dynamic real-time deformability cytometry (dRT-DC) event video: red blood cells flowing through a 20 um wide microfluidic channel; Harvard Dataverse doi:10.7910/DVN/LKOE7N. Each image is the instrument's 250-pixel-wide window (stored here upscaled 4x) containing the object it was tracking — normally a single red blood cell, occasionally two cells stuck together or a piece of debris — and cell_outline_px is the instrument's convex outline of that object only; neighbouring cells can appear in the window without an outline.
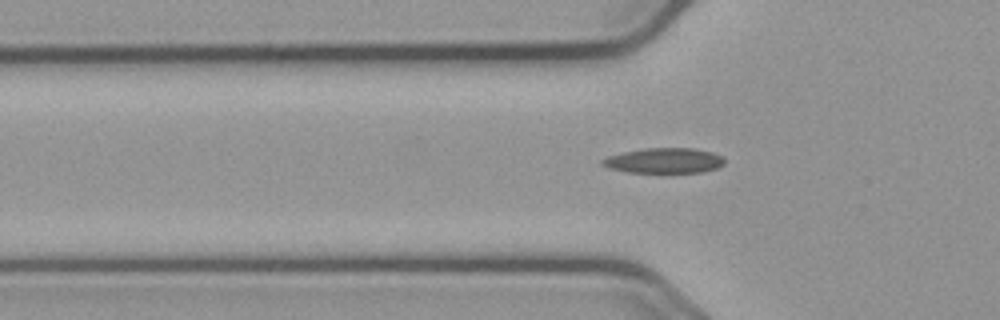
{"species": "common noctule bat (a hibernating species)", "species_latin": "Nyctalus noctula", "temperature_condition": "cold", "stored_images_in_passage": 37, "camera_frame_rate_fps": 3000, "um_per_image_px": 0.085, "animal": {"sex": "male", "body_mass_g": 23.1, "forearm_length_mm": 52.7}, "frame": {"image": 1, "passage_image": 4, "time_ms": 1.0, "image_size_px": [1000, 320], "cell_outline_px": [[724, 164], [716, 168], [704, 172], [628, 172], [608, 168], [600, 164], [600, 160], [608, 156], [624, 152], [644, 148], [692, 148], [712, 152], [720, 156], [724, 160]], "centroid_in_image_um": [56.42, 13.65], "position_along_channel_um": 69.4, "area_um2": 17.86}}
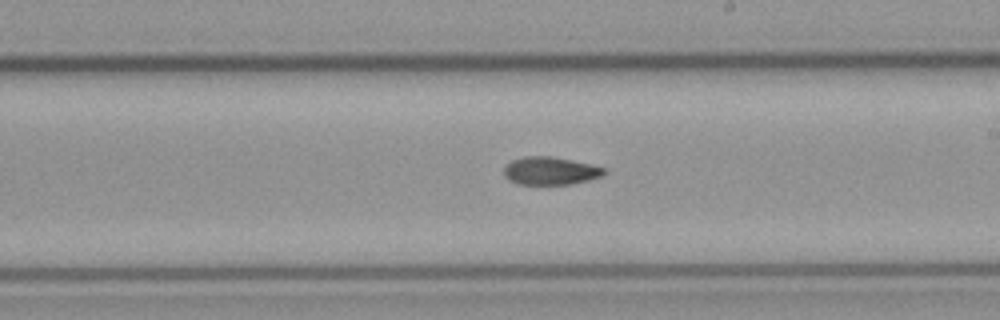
{"frame": {"image": 2, "passage_image": 18, "time_ms": 5.667, "image_size_px": [1000, 320], "cell_outline_px": [[608, 172], [600, 176], [588, 180], [568, 184], [516, 184], [508, 180], [504, 176], [504, 168], [512, 160], [524, 156], [552, 156], [588, 164], [604, 168]], "centroid_in_image_um": [46.73, 14.52], "position_along_channel_um": 242.3, "area_um2": 16.13}}
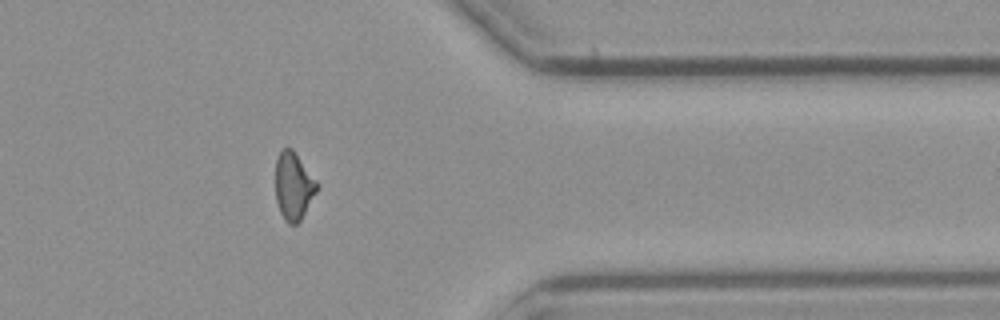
{"frame": {"image": 3, "passage_image": 31, "time_ms": 10.0, "image_size_px": [1000, 320], "cell_outline_px": [[320, 184], [316, 192], [300, 220], [296, 224], [288, 224], [284, 220], [280, 212], [276, 200], [276, 160], [280, 152], [284, 148], [292, 148]], "centroid_in_image_um": [24.96, 15.81], "position_along_channel_um": 386.4, "area_um2": 16.24}}